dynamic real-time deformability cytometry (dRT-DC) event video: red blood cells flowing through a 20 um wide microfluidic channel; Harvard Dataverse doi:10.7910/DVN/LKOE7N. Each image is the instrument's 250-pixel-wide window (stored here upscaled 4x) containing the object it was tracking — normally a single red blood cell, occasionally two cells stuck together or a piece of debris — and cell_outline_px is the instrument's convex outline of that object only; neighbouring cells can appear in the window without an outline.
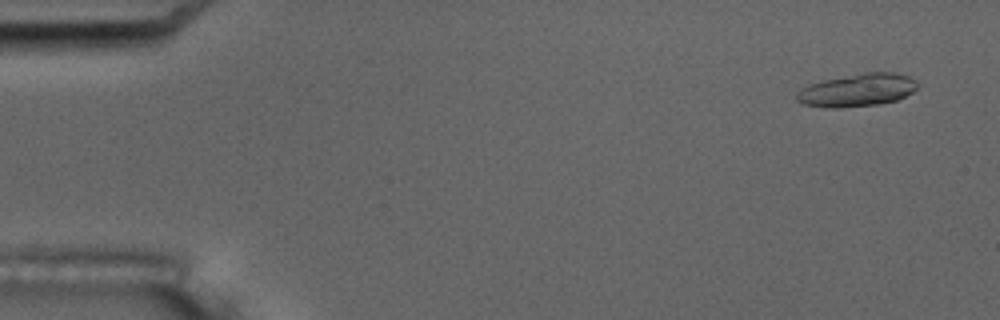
{"species": "common noctule bat (a hibernating species)", "species_latin": "Nyctalus noctula", "temperature_condition": "room temperature", "stored_images_in_passage": 3, "camera_frame_rate_fps": 3000, "um_per_image_px": 0.085, "animal": {"sex": "male", "body_mass_g": 17.5, "forearm_length_mm": 52.3}, "frame": {"image": 1, "passage_image": 3, "time_ms": 5.667, "image_size_px": [1000, 320], "cell_outline_px": [[916, 88], [912, 92], [896, 100], [880, 104], [836, 108], [828, 108], [804, 104], [796, 100], [796, 92], [800, 88], [808, 84], [824, 80], [864, 72], [892, 72], [908, 76], [916, 80]], "centroid_in_image_um": [72.83, 7.66], "position_along_channel_um": 12.2, "area_um2": 23.06}}